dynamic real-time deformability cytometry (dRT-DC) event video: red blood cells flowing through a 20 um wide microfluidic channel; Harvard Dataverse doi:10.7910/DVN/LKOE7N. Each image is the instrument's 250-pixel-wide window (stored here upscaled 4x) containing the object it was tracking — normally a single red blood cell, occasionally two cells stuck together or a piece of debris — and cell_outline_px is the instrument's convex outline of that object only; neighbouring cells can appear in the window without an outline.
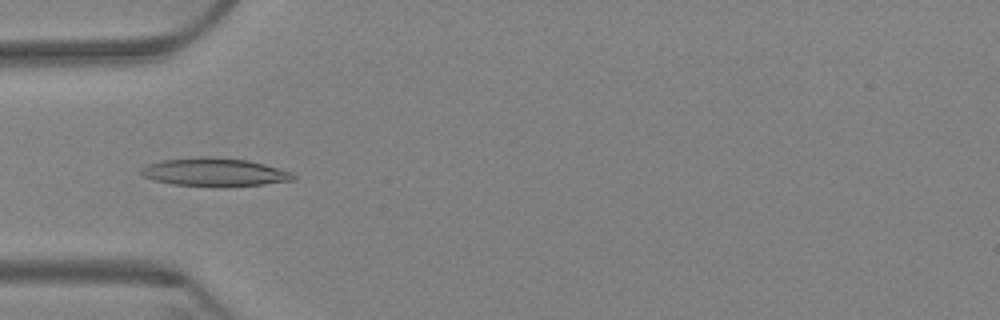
{"species": "Egyptian fruit bat (a non-hibernating species)", "species_latin": "Rousettus aegyptiacus", "temperature_condition": "warm", "stored_images_in_passage": 48, "camera_frame_rate_fps": 3000, "um_per_image_px": 0.085, "animal": {"sex": "female"}, "frame": {"image": 1, "passage_image": 6, "time_ms": 1.667, "image_size_px": [1000, 320], "cell_outline_px": [[296, 176], [292, 180], [264, 184], [172, 184], [152, 180], [140, 176], [140, 168], [144, 164], [160, 160], [200, 156], [212, 156], [248, 160], [264, 164], [292, 172]], "centroid_in_image_um": [18.13, 14.58], "position_along_channel_um": 66.9, "area_um2": 24.45}}
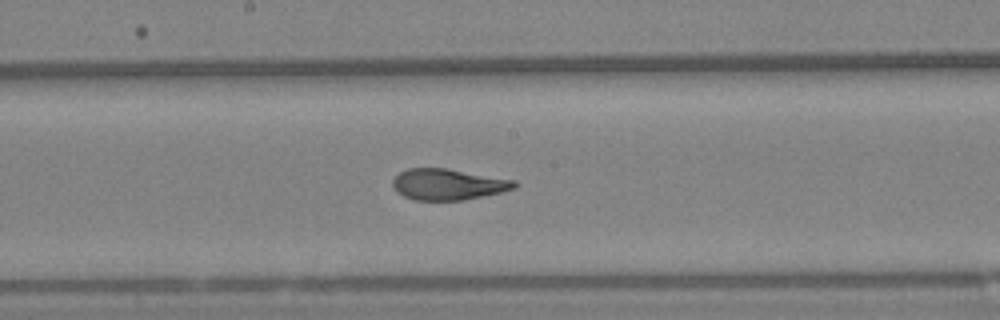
{"frame": {"image": 2, "passage_image": 19, "time_ms": 6.0, "image_size_px": [1000, 320], "cell_outline_px": [[516, 188], [500, 192], [464, 200], [416, 200], [404, 196], [392, 184], [392, 180], [400, 172], [408, 168], [444, 168], [516, 180]], "centroid_in_image_um": [38.1, 15.67], "position_along_channel_um": 210.1, "area_um2": 21.73}}
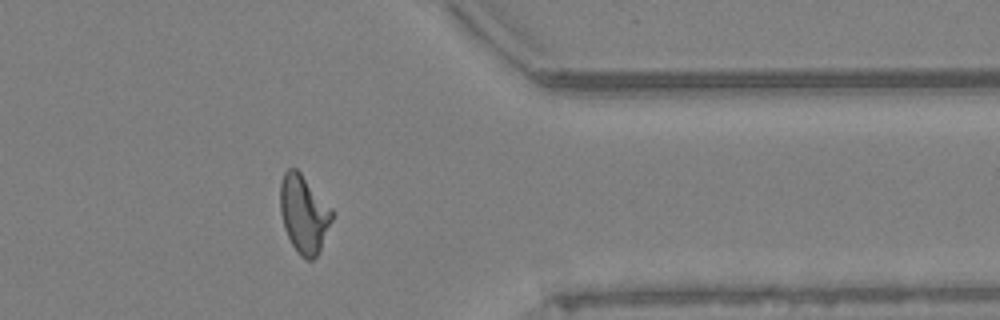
{"frame": {"image": 3, "passage_image": 36, "time_ms": 11.667, "image_size_px": [1000, 320], "cell_outline_px": [[332, 220], [320, 248], [316, 256], [312, 260], [308, 260], [300, 256], [292, 244], [284, 228], [280, 212], [280, 184], [284, 172], [288, 168], [296, 168], [300, 172], [332, 208]], "centroid_in_image_um": [25.81, 18.17], "position_along_channel_um": 385.6, "area_um2": 23.29}, "authors_computed_cell_mechanics": {"area_um2": 22.8021, "velocity_mm_per_s": 3.3298, "shape_relaxation_time_tau1_ms": 5.6672, "shape_relaxation_time_tau2_ms": 1.2769, "deformation_change_tau1": 0.1944, "deformation_change_tau2": 0.082}}